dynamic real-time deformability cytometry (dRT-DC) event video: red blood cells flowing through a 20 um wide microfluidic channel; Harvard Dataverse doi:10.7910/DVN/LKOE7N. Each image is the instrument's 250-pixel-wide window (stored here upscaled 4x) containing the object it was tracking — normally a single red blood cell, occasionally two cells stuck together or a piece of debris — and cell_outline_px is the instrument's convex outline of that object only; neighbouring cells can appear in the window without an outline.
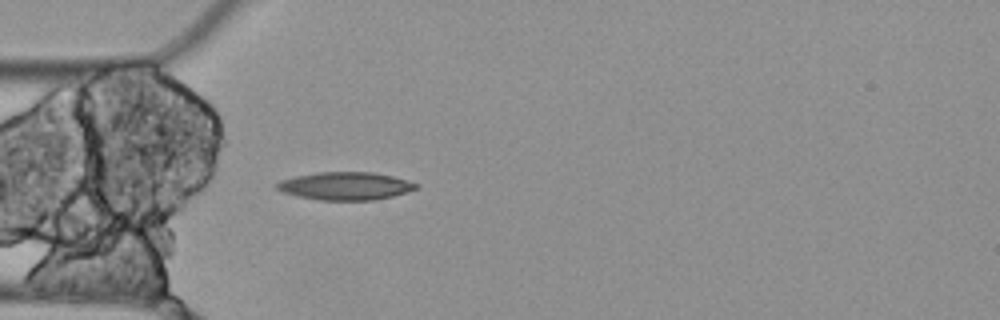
{"species": "Egyptian fruit bat (a non-hibernating species)", "species_latin": "Rousettus aegyptiacus", "temperature_condition": "cold", "stored_images_in_passage": 5, "camera_frame_rate_fps": 3000, "um_per_image_px": 0.085, "animal": {"sex": "female"}, "frame": {"image": 1, "passage_image": 5, "time_ms": 1.333, "image_size_px": [1000, 320], "cell_outline_px": [[420, 188], [392, 196], [376, 200], [320, 200], [300, 196], [284, 192], [276, 188], [276, 184], [280, 180], [296, 176], [316, 172], [372, 172], [392, 176], [408, 180], [420, 184]], "centroid_in_image_um": [29.41, 15.8], "position_along_channel_um": 55.6, "area_um2": 22.6}}